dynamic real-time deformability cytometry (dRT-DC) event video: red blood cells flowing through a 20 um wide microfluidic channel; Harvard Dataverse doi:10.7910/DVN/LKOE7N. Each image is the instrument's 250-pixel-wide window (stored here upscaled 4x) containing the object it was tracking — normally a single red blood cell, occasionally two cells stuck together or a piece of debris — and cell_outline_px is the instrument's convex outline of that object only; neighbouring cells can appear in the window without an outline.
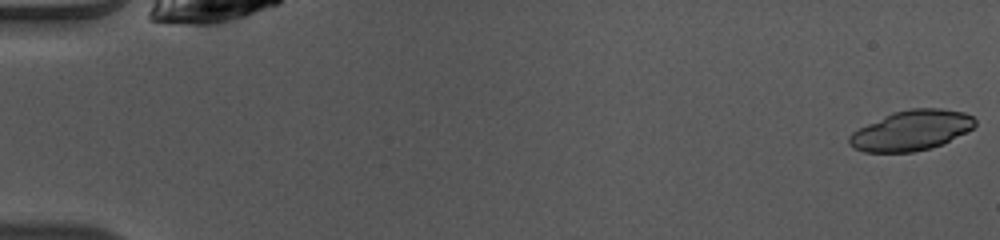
{"species": "common noctule bat (a hibernating species)", "species_latin": "Nyctalus noctula", "temperature_condition": "warm", "stored_images_in_passage": 48, "camera_frame_rate_fps": 3000, "um_per_image_px": 0.085, "animal": {"sex": "female", "body_mass_g": 10.0, "forearm_length_mm": 53.1}, "frame": {"image": 1, "passage_image": 1, "time_ms": 0.0, "image_size_px": [1000, 240], "cell_outline_px": [[976, 124], [972, 128], [940, 144], [928, 148], [912, 152], [864, 152], [852, 148], [848, 144], [848, 136], [852, 132], [892, 112], [912, 108], [940, 108], [964, 112], [972, 116], [976, 120]], "centroid_in_image_um": [77.42, 11.08], "position_along_channel_um": 7.6, "area_um2": 29.07}}